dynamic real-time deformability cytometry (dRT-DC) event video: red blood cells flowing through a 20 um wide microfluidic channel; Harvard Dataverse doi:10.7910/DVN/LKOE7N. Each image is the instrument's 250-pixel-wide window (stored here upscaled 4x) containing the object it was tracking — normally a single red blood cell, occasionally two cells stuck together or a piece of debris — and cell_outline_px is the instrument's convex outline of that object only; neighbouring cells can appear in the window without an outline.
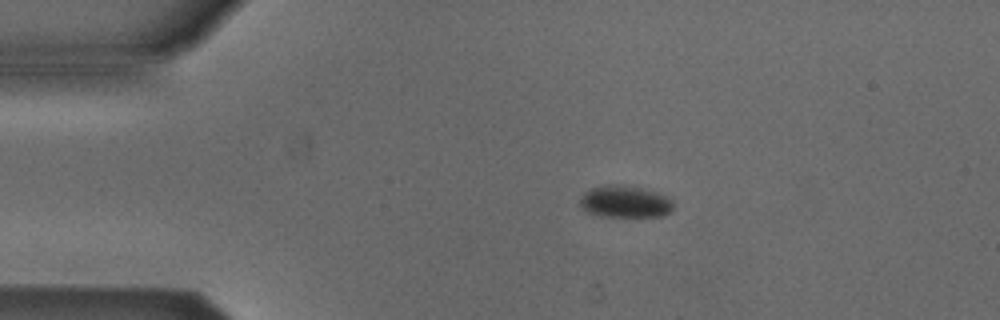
{"species": "Egyptian fruit bat (a non-hibernating species)", "species_latin": "Rousettus aegyptiacus", "temperature_condition": "cold", "stored_images_in_passage": 6, "camera_frame_rate_fps": 3000, "um_per_image_px": 0.085, "animal": {"sex": "male"}, "frame": {"image": 1, "passage_image": 4, "time_ms": 1.0, "image_size_px": [1000, 320], "cell_outline_px": [[672, 212], [660, 216], [600, 216], [588, 212], [580, 204], [580, 200], [584, 192], [592, 188], [604, 184], [624, 184], [656, 192], [672, 200]], "centroid_in_image_um": [53.11, 17.13], "position_along_channel_um": 31.9, "area_um2": 17.28}}
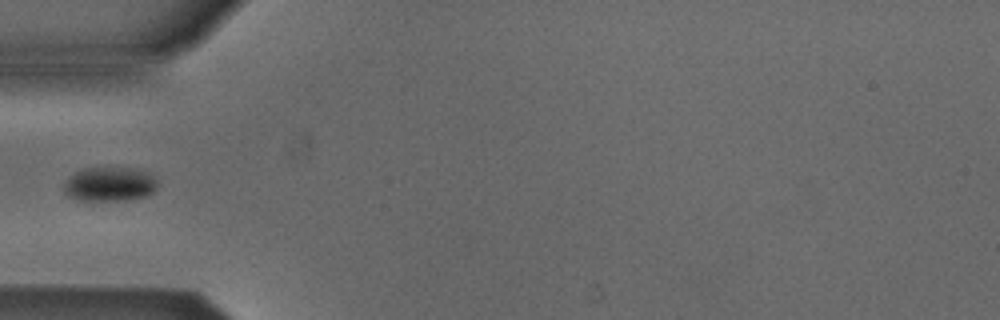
{"frame": {"image": 2, "passage_image": 6, "time_ms": 1.667, "image_size_px": [1000, 320], "cell_outline_px": [[156, 188], [148, 196], [124, 200], [80, 200], [68, 196], [64, 192], [64, 184], [76, 172], [84, 168], [128, 168], [144, 172], [152, 176], [156, 180]], "centroid_in_image_um": [9.31, 15.67], "position_along_channel_um": 75.7, "area_um2": 18.26}}